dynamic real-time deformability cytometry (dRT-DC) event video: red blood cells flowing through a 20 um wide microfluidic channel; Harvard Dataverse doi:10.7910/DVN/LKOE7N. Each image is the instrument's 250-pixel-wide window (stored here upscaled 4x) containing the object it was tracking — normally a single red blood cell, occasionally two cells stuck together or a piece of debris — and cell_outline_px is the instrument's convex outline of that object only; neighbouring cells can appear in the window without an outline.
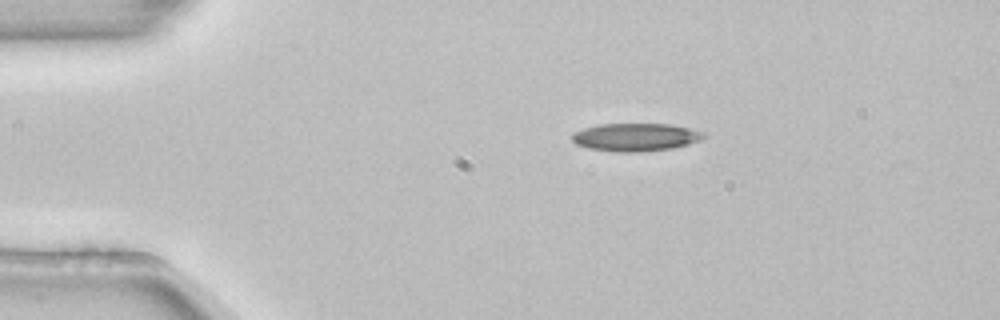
{"species": "common noctule bat (a hibernating species)", "species_latin": "Nyctalus noctula", "temperature_condition": "room temperature", "stored_images_in_passage": 2, "camera_frame_rate_fps": 3000, "um_per_image_px": 0.085, "animal": {"sex": "female", "body_mass_g": 22.7, "forearm_length_mm": 54.2}, "frame": {"image": 1, "passage_image": 1, "time_ms": 0.0, "image_size_px": [1000, 320], "cell_outline_px": [[708, 136], [700, 140], [688, 144], [672, 148], [644, 152], [616, 152], [588, 148], [576, 144], [572, 140], [572, 132], [584, 128], [600, 124], [668, 124], [688, 128], [700, 132]], "centroid_in_image_um": [53.99, 11.67], "position_along_channel_um": 31.0, "area_um2": 21.39}}